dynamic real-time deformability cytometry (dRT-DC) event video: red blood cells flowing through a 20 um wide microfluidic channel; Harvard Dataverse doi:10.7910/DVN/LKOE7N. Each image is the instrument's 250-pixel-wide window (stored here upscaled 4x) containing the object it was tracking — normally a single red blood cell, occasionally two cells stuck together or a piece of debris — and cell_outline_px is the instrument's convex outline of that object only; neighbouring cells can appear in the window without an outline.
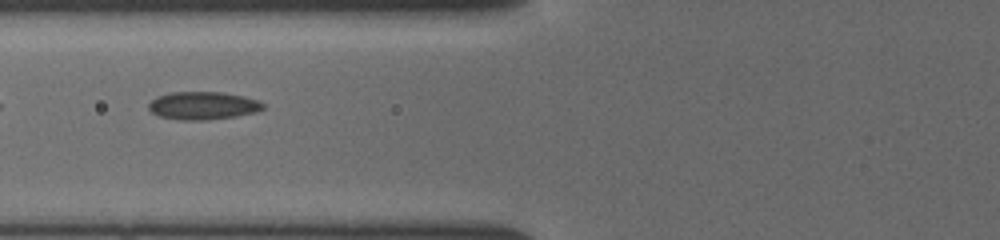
{"species": "common noctule bat (a hibernating species)", "species_latin": "Nyctalus noctula", "temperature_condition": "cold", "stored_images_in_passage": 16, "camera_frame_rate_fps": 3000, "um_per_image_px": 0.085, "animal": {"sex": "female", "body_mass_g": 19.5, "forearm_length_mm": 54.1}, "frame": {"image": 1, "passage_image": 7, "time_ms": 3.0, "image_size_px": [1000, 240], "cell_outline_px": [[264, 108], [256, 112], [236, 116], [208, 120], [180, 120], [160, 116], [152, 112], [148, 108], [148, 104], [152, 100], [160, 96], [172, 92], [220, 92], [244, 96], [256, 100], [264, 104]], "centroid_in_image_um": [17.26, 8.98], "position_along_channel_um": 108.5, "area_um2": 18.44}}
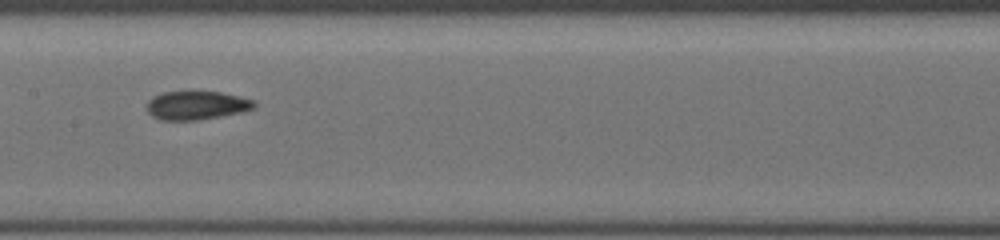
{"frame": {"image": 2, "passage_image": 12, "time_ms": 5.0, "image_size_px": [1000, 240], "cell_outline_px": [[256, 108], [240, 112], [196, 120], [160, 120], [152, 116], [144, 108], [148, 100], [152, 96], [164, 92], [188, 88], [220, 92], [240, 96], [256, 100]], "centroid_in_image_um": [16.66, 8.9], "position_along_channel_um": 190.7, "area_um2": 18.79}}
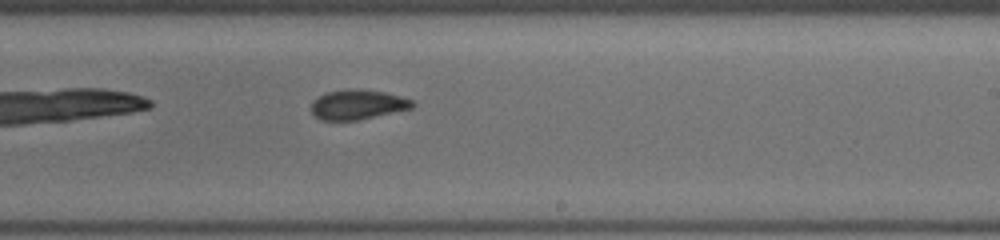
{"frame": {"image": 3, "passage_image": 16, "time_ms": 6.667, "image_size_px": [1000, 240], "cell_outline_px": [[416, 104], [412, 108], [356, 120], [324, 120], [316, 116], [312, 112], [312, 100], [328, 92], [352, 88], [384, 92], [400, 96], [412, 100]], "centroid_in_image_um": [30.41, 8.88], "position_along_channel_um": 258.6, "area_um2": 17.22}}